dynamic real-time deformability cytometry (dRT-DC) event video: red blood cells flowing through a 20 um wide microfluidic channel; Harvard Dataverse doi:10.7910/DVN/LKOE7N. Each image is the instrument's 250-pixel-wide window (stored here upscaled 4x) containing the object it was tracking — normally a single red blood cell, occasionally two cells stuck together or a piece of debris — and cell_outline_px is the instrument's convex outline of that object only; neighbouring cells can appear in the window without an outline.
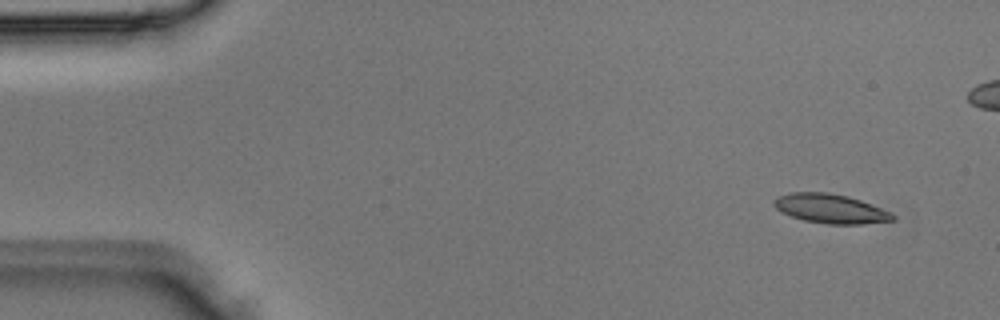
{"species": "Egyptian fruit bat (a non-hibernating species)", "species_latin": "Rousettus aegyptiacus", "temperature_condition": "room temperature", "stored_images_in_passage": 5, "camera_frame_rate_fps": 3000, "um_per_image_px": 0.085, "animal": {"sex": "male"}, "frame": {"image": 1, "passage_image": 1, "time_ms": 0.0, "image_size_px": [1000, 320], "cell_outline_px": [[896, 220], [864, 224], [828, 224], [804, 220], [780, 212], [772, 204], [772, 200], [788, 192], [828, 192], [848, 196], [860, 200], [892, 212], [896, 216]], "centroid_in_image_um": [70.6, 17.73], "position_along_channel_um": 14.4, "area_um2": 20.4}}